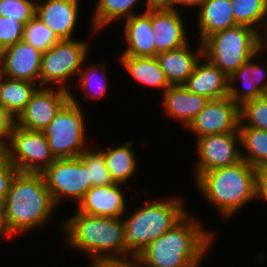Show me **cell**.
Masks as SVG:
<instances>
[{
	"label": "cell",
	"mask_w": 267,
	"mask_h": 267,
	"mask_svg": "<svg viewBox=\"0 0 267 267\" xmlns=\"http://www.w3.org/2000/svg\"><path fill=\"white\" fill-rule=\"evenodd\" d=\"M201 224L188 212L136 256L140 267H200L216 235Z\"/></svg>",
	"instance_id": "cell-1"
},
{
	"label": "cell",
	"mask_w": 267,
	"mask_h": 267,
	"mask_svg": "<svg viewBox=\"0 0 267 267\" xmlns=\"http://www.w3.org/2000/svg\"><path fill=\"white\" fill-rule=\"evenodd\" d=\"M56 208L41 173L18 172L1 206V221L6 236L13 239L19 234L31 233L39 226L44 227Z\"/></svg>",
	"instance_id": "cell-2"
},
{
	"label": "cell",
	"mask_w": 267,
	"mask_h": 267,
	"mask_svg": "<svg viewBox=\"0 0 267 267\" xmlns=\"http://www.w3.org/2000/svg\"><path fill=\"white\" fill-rule=\"evenodd\" d=\"M255 170L243 159L236 164L202 173L194 186L217 208L219 217L231 219L240 209L256 200Z\"/></svg>",
	"instance_id": "cell-3"
},
{
	"label": "cell",
	"mask_w": 267,
	"mask_h": 267,
	"mask_svg": "<svg viewBox=\"0 0 267 267\" xmlns=\"http://www.w3.org/2000/svg\"><path fill=\"white\" fill-rule=\"evenodd\" d=\"M66 246L94 257L133 256L124 246L123 218L100 217L74 210L62 223Z\"/></svg>",
	"instance_id": "cell-4"
},
{
	"label": "cell",
	"mask_w": 267,
	"mask_h": 267,
	"mask_svg": "<svg viewBox=\"0 0 267 267\" xmlns=\"http://www.w3.org/2000/svg\"><path fill=\"white\" fill-rule=\"evenodd\" d=\"M185 200L183 196L171 195L162 200L144 201L133 212L127 210L122 217L125 248L136 257L189 212Z\"/></svg>",
	"instance_id": "cell-5"
},
{
	"label": "cell",
	"mask_w": 267,
	"mask_h": 267,
	"mask_svg": "<svg viewBox=\"0 0 267 267\" xmlns=\"http://www.w3.org/2000/svg\"><path fill=\"white\" fill-rule=\"evenodd\" d=\"M202 47L203 57L229 77L256 55L264 42L256 30L237 25L207 37Z\"/></svg>",
	"instance_id": "cell-6"
},
{
	"label": "cell",
	"mask_w": 267,
	"mask_h": 267,
	"mask_svg": "<svg viewBox=\"0 0 267 267\" xmlns=\"http://www.w3.org/2000/svg\"><path fill=\"white\" fill-rule=\"evenodd\" d=\"M83 112L79 100L70 91V101L43 130L55 159L79 157L89 147Z\"/></svg>",
	"instance_id": "cell-7"
},
{
	"label": "cell",
	"mask_w": 267,
	"mask_h": 267,
	"mask_svg": "<svg viewBox=\"0 0 267 267\" xmlns=\"http://www.w3.org/2000/svg\"><path fill=\"white\" fill-rule=\"evenodd\" d=\"M90 43L80 38L63 39L43 52L39 86L72 90L69 81L74 80L75 76L77 79L83 62L90 53Z\"/></svg>",
	"instance_id": "cell-8"
},
{
	"label": "cell",
	"mask_w": 267,
	"mask_h": 267,
	"mask_svg": "<svg viewBox=\"0 0 267 267\" xmlns=\"http://www.w3.org/2000/svg\"><path fill=\"white\" fill-rule=\"evenodd\" d=\"M41 174L58 208L69 199L77 206L90 189L88 169L79 157L55 159Z\"/></svg>",
	"instance_id": "cell-9"
},
{
	"label": "cell",
	"mask_w": 267,
	"mask_h": 267,
	"mask_svg": "<svg viewBox=\"0 0 267 267\" xmlns=\"http://www.w3.org/2000/svg\"><path fill=\"white\" fill-rule=\"evenodd\" d=\"M9 162L24 173H42L55 158L43 131H30L15 126L6 146Z\"/></svg>",
	"instance_id": "cell-10"
},
{
	"label": "cell",
	"mask_w": 267,
	"mask_h": 267,
	"mask_svg": "<svg viewBox=\"0 0 267 267\" xmlns=\"http://www.w3.org/2000/svg\"><path fill=\"white\" fill-rule=\"evenodd\" d=\"M193 176L196 180L209 170L231 166L242 160L239 133H222L207 135L195 139Z\"/></svg>",
	"instance_id": "cell-11"
},
{
	"label": "cell",
	"mask_w": 267,
	"mask_h": 267,
	"mask_svg": "<svg viewBox=\"0 0 267 267\" xmlns=\"http://www.w3.org/2000/svg\"><path fill=\"white\" fill-rule=\"evenodd\" d=\"M69 101L70 91L39 86L16 119V125L30 131H43Z\"/></svg>",
	"instance_id": "cell-12"
},
{
	"label": "cell",
	"mask_w": 267,
	"mask_h": 267,
	"mask_svg": "<svg viewBox=\"0 0 267 267\" xmlns=\"http://www.w3.org/2000/svg\"><path fill=\"white\" fill-rule=\"evenodd\" d=\"M239 106L228 96L209 100L185 129L196 137L222 133H239Z\"/></svg>",
	"instance_id": "cell-13"
},
{
	"label": "cell",
	"mask_w": 267,
	"mask_h": 267,
	"mask_svg": "<svg viewBox=\"0 0 267 267\" xmlns=\"http://www.w3.org/2000/svg\"><path fill=\"white\" fill-rule=\"evenodd\" d=\"M263 51H266L264 47L229 76L228 98L239 107L267 92V65H265L267 61L261 63L255 59L262 57L259 54L261 55ZM238 81H241L240 85L242 84L244 87L237 85Z\"/></svg>",
	"instance_id": "cell-14"
},
{
	"label": "cell",
	"mask_w": 267,
	"mask_h": 267,
	"mask_svg": "<svg viewBox=\"0 0 267 267\" xmlns=\"http://www.w3.org/2000/svg\"><path fill=\"white\" fill-rule=\"evenodd\" d=\"M122 186L127 185L114 183L104 186H93L84 194L74 209L83 214L100 217H123L129 208L126 206V190Z\"/></svg>",
	"instance_id": "cell-15"
},
{
	"label": "cell",
	"mask_w": 267,
	"mask_h": 267,
	"mask_svg": "<svg viewBox=\"0 0 267 267\" xmlns=\"http://www.w3.org/2000/svg\"><path fill=\"white\" fill-rule=\"evenodd\" d=\"M42 53L22 40L0 52V68L9 79L38 84Z\"/></svg>",
	"instance_id": "cell-16"
},
{
	"label": "cell",
	"mask_w": 267,
	"mask_h": 267,
	"mask_svg": "<svg viewBox=\"0 0 267 267\" xmlns=\"http://www.w3.org/2000/svg\"><path fill=\"white\" fill-rule=\"evenodd\" d=\"M81 0H37L35 16L60 39H74Z\"/></svg>",
	"instance_id": "cell-17"
},
{
	"label": "cell",
	"mask_w": 267,
	"mask_h": 267,
	"mask_svg": "<svg viewBox=\"0 0 267 267\" xmlns=\"http://www.w3.org/2000/svg\"><path fill=\"white\" fill-rule=\"evenodd\" d=\"M181 11L160 10L152 11V30L157 54L180 48L189 42L185 23ZM186 24V25H185Z\"/></svg>",
	"instance_id": "cell-18"
},
{
	"label": "cell",
	"mask_w": 267,
	"mask_h": 267,
	"mask_svg": "<svg viewBox=\"0 0 267 267\" xmlns=\"http://www.w3.org/2000/svg\"><path fill=\"white\" fill-rule=\"evenodd\" d=\"M162 96L165 117L175 119V122L178 120L183 129L189 126L210 100L190 92L184 85L170 86Z\"/></svg>",
	"instance_id": "cell-19"
},
{
	"label": "cell",
	"mask_w": 267,
	"mask_h": 267,
	"mask_svg": "<svg viewBox=\"0 0 267 267\" xmlns=\"http://www.w3.org/2000/svg\"><path fill=\"white\" fill-rule=\"evenodd\" d=\"M142 12L123 20L126 48L119 56L155 57L152 11Z\"/></svg>",
	"instance_id": "cell-20"
},
{
	"label": "cell",
	"mask_w": 267,
	"mask_h": 267,
	"mask_svg": "<svg viewBox=\"0 0 267 267\" xmlns=\"http://www.w3.org/2000/svg\"><path fill=\"white\" fill-rule=\"evenodd\" d=\"M184 86L210 100L219 99L228 96L229 77L202 56Z\"/></svg>",
	"instance_id": "cell-21"
},
{
	"label": "cell",
	"mask_w": 267,
	"mask_h": 267,
	"mask_svg": "<svg viewBox=\"0 0 267 267\" xmlns=\"http://www.w3.org/2000/svg\"><path fill=\"white\" fill-rule=\"evenodd\" d=\"M186 44L180 48L157 54L156 58L164 71L170 86L184 85L189 76L193 73L195 65L203 56L202 43L193 51Z\"/></svg>",
	"instance_id": "cell-22"
},
{
	"label": "cell",
	"mask_w": 267,
	"mask_h": 267,
	"mask_svg": "<svg viewBox=\"0 0 267 267\" xmlns=\"http://www.w3.org/2000/svg\"><path fill=\"white\" fill-rule=\"evenodd\" d=\"M196 11L198 42L202 43L216 32L237 26L231 0H206Z\"/></svg>",
	"instance_id": "cell-23"
},
{
	"label": "cell",
	"mask_w": 267,
	"mask_h": 267,
	"mask_svg": "<svg viewBox=\"0 0 267 267\" xmlns=\"http://www.w3.org/2000/svg\"><path fill=\"white\" fill-rule=\"evenodd\" d=\"M133 140H129L120 146H111L106 149H100L103 152L106 167L108 172L115 183H121L127 185L129 189H136L135 186L130 187L131 183L128 180H132L135 176L138 167V156L133 149Z\"/></svg>",
	"instance_id": "cell-24"
},
{
	"label": "cell",
	"mask_w": 267,
	"mask_h": 267,
	"mask_svg": "<svg viewBox=\"0 0 267 267\" xmlns=\"http://www.w3.org/2000/svg\"><path fill=\"white\" fill-rule=\"evenodd\" d=\"M122 68L133 78V82L143 86L158 88L163 94L169 87L164 71L156 57L119 56Z\"/></svg>",
	"instance_id": "cell-25"
},
{
	"label": "cell",
	"mask_w": 267,
	"mask_h": 267,
	"mask_svg": "<svg viewBox=\"0 0 267 267\" xmlns=\"http://www.w3.org/2000/svg\"><path fill=\"white\" fill-rule=\"evenodd\" d=\"M140 1L144 2V0H98L91 17L92 23L90 24L93 26L91 33L95 35L107 25L120 22L119 20L122 18L127 19L139 14V10L136 9L140 6L138 4L143 3Z\"/></svg>",
	"instance_id": "cell-26"
},
{
	"label": "cell",
	"mask_w": 267,
	"mask_h": 267,
	"mask_svg": "<svg viewBox=\"0 0 267 267\" xmlns=\"http://www.w3.org/2000/svg\"><path fill=\"white\" fill-rule=\"evenodd\" d=\"M39 84L6 78L0 91V105L16 119L24 111Z\"/></svg>",
	"instance_id": "cell-27"
},
{
	"label": "cell",
	"mask_w": 267,
	"mask_h": 267,
	"mask_svg": "<svg viewBox=\"0 0 267 267\" xmlns=\"http://www.w3.org/2000/svg\"><path fill=\"white\" fill-rule=\"evenodd\" d=\"M241 157L254 168L267 165V131L239 127Z\"/></svg>",
	"instance_id": "cell-28"
},
{
	"label": "cell",
	"mask_w": 267,
	"mask_h": 267,
	"mask_svg": "<svg viewBox=\"0 0 267 267\" xmlns=\"http://www.w3.org/2000/svg\"><path fill=\"white\" fill-rule=\"evenodd\" d=\"M231 3L236 24L250 27L263 36L267 26V0H231Z\"/></svg>",
	"instance_id": "cell-29"
},
{
	"label": "cell",
	"mask_w": 267,
	"mask_h": 267,
	"mask_svg": "<svg viewBox=\"0 0 267 267\" xmlns=\"http://www.w3.org/2000/svg\"><path fill=\"white\" fill-rule=\"evenodd\" d=\"M88 57L84 60L82 68L77 76V83L79 88H81L83 95L92 99H101L105 95H108V88L110 82L107 76V68L104 63H96L91 66L86 62ZM86 65V67L84 66ZM89 65V66H88Z\"/></svg>",
	"instance_id": "cell-30"
},
{
	"label": "cell",
	"mask_w": 267,
	"mask_h": 267,
	"mask_svg": "<svg viewBox=\"0 0 267 267\" xmlns=\"http://www.w3.org/2000/svg\"><path fill=\"white\" fill-rule=\"evenodd\" d=\"M79 158L88 169L90 188L93 186H104L115 183L108 172L101 150L98 148L93 149L90 145Z\"/></svg>",
	"instance_id": "cell-31"
},
{
	"label": "cell",
	"mask_w": 267,
	"mask_h": 267,
	"mask_svg": "<svg viewBox=\"0 0 267 267\" xmlns=\"http://www.w3.org/2000/svg\"><path fill=\"white\" fill-rule=\"evenodd\" d=\"M239 127L267 131V97L265 95L243 103L239 107Z\"/></svg>",
	"instance_id": "cell-32"
},
{
	"label": "cell",
	"mask_w": 267,
	"mask_h": 267,
	"mask_svg": "<svg viewBox=\"0 0 267 267\" xmlns=\"http://www.w3.org/2000/svg\"><path fill=\"white\" fill-rule=\"evenodd\" d=\"M22 40L41 52H46L60 39L35 16L25 25Z\"/></svg>",
	"instance_id": "cell-33"
},
{
	"label": "cell",
	"mask_w": 267,
	"mask_h": 267,
	"mask_svg": "<svg viewBox=\"0 0 267 267\" xmlns=\"http://www.w3.org/2000/svg\"><path fill=\"white\" fill-rule=\"evenodd\" d=\"M37 0H0V16L19 19L25 25L35 17Z\"/></svg>",
	"instance_id": "cell-34"
},
{
	"label": "cell",
	"mask_w": 267,
	"mask_h": 267,
	"mask_svg": "<svg viewBox=\"0 0 267 267\" xmlns=\"http://www.w3.org/2000/svg\"><path fill=\"white\" fill-rule=\"evenodd\" d=\"M25 24L19 19L0 16V52L22 41Z\"/></svg>",
	"instance_id": "cell-35"
},
{
	"label": "cell",
	"mask_w": 267,
	"mask_h": 267,
	"mask_svg": "<svg viewBox=\"0 0 267 267\" xmlns=\"http://www.w3.org/2000/svg\"><path fill=\"white\" fill-rule=\"evenodd\" d=\"M90 267H140L135 256L130 257H94L89 259Z\"/></svg>",
	"instance_id": "cell-36"
},
{
	"label": "cell",
	"mask_w": 267,
	"mask_h": 267,
	"mask_svg": "<svg viewBox=\"0 0 267 267\" xmlns=\"http://www.w3.org/2000/svg\"><path fill=\"white\" fill-rule=\"evenodd\" d=\"M15 126L16 118L0 105V146L8 145Z\"/></svg>",
	"instance_id": "cell-37"
},
{
	"label": "cell",
	"mask_w": 267,
	"mask_h": 267,
	"mask_svg": "<svg viewBox=\"0 0 267 267\" xmlns=\"http://www.w3.org/2000/svg\"><path fill=\"white\" fill-rule=\"evenodd\" d=\"M256 200L267 203V165L257 167L255 170Z\"/></svg>",
	"instance_id": "cell-38"
},
{
	"label": "cell",
	"mask_w": 267,
	"mask_h": 267,
	"mask_svg": "<svg viewBox=\"0 0 267 267\" xmlns=\"http://www.w3.org/2000/svg\"><path fill=\"white\" fill-rule=\"evenodd\" d=\"M18 172L9 162L7 148L0 146V177H15Z\"/></svg>",
	"instance_id": "cell-39"
},
{
	"label": "cell",
	"mask_w": 267,
	"mask_h": 267,
	"mask_svg": "<svg viewBox=\"0 0 267 267\" xmlns=\"http://www.w3.org/2000/svg\"><path fill=\"white\" fill-rule=\"evenodd\" d=\"M145 11L176 10V0H145Z\"/></svg>",
	"instance_id": "cell-40"
},
{
	"label": "cell",
	"mask_w": 267,
	"mask_h": 267,
	"mask_svg": "<svg viewBox=\"0 0 267 267\" xmlns=\"http://www.w3.org/2000/svg\"><path fill=\"white\" fill-rule=\"evenodd\" d=\"M14 177H0V206L3 205Z\"/></svg>",
	"instance_id": "cell-41"
},
{
	"label": "cell",
	"mask_w": 267,
	"mask_h": 267,
	"mask_svg": "<svg viewBox=\"0 0 267 267\" xmlns=\"http://www.w3.org/2000/svg\"><path fill=\"white\" fill-rule=\"evenodd\" d=\"M206 0H176V10L181 11L179 8L182 7H187L190 9L192 8H200L201 5L205 2Z\"/></svg>",
	"instance_id": "cell-42"
},
{
	"label": "cell",
	"mask_w": 267,
	"mask_h": 267,
	"mask_svg": "<svg viewBox=\"0 0 267 267\" xmlns=\"http://www.w3.org/2000/svg\"><path fill=\"white\" fill-rule=\"evenodd\" d=\"M0 237L2 238V240H3V238H4V239H5V238L9 239V238L6 236V233H5V231H4V229H3V226H2V221H1V206H0Z\"/></svg>",
	"instance_id": "cell-43"
},
{
	"label": "cell",
	"mask_w": 267,
	"mask_h": 267,
	"mask_svg": "<svg viewBox=\"0 0 267 267\" xmlns=\"http://www.w3.org/2000/svg\"><path fill=\"white\" fill-rule=\"evenodd\" d=\"M7 76L2 72L1 68H0V91L3 87V84L6 80Z\"/></svg>",
	"instance_id": "cell-44"
},
{
	"label": "cell",
	"mask_w": 267,
	"mask_h": 267,
	"mask_svg": "<svg viewBox=\"0 0 267 267\" xmlns=\"http://www.w3.org/2000/svg\"><path fill=\"white\" fill-rule=\"evenodd\" d=\"M263 42H264V48L267 50V27L264 31V35L262 36Z\"/></svg>",
	"instance_id": "cell-45"
}]
</instances>
